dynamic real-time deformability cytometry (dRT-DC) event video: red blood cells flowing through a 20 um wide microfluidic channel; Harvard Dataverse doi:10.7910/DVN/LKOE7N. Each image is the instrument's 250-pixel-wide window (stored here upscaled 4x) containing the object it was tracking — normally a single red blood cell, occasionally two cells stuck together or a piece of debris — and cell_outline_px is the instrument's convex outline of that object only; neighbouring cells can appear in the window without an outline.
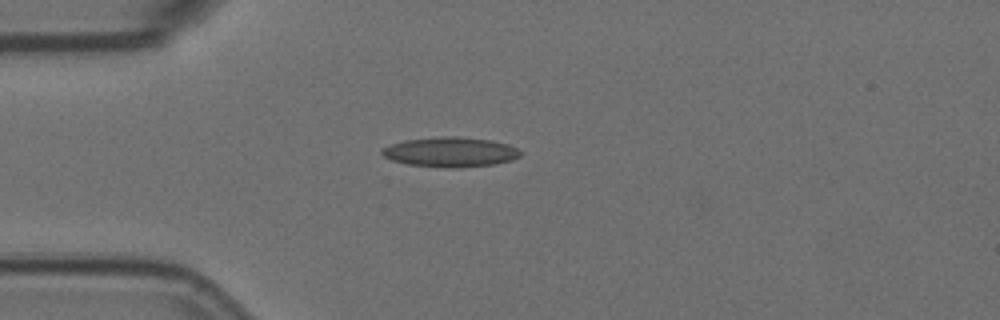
{"species": "Egyptian fruit bat (a non-hibernating species)", "species_latin": "Rousettus aegyptiacus", "temperature_condition": "room temperature", "stored_images_in_passage": 50, "camera_frame_rate_fps": 3000, "um_per_image_px": 0.085, "animal": {"sex": "female"}, "frame": {"image": 1, "passage_image": 12, "time_ms": 3.667, "image_size_px": [1000, 320], "cell_outline_px": [[524, 152], [520, 156], [512, 160], [496, 164], [456, 168], [448, 168], [408, 164], [392, 160], [384, 156], [380, 152], [384, 148], [392, 144], [404, 140], [440, 136], [456, 136], [492, 140], [508, 144]], "centroid_in_image_um": [38.33, 12.92], "position_along_channel_um": 46.7, "area_um2": 24.16}}
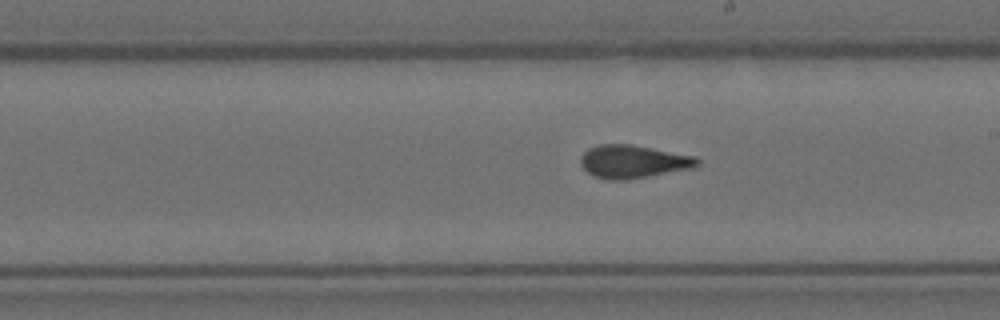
{"frame": {"image": 2, "passage_image": 29, "time_ms": 9.333, "image_size_px": [1000, 320], "cell_outline_px": [[700, 164], [696, 168], [624, 180], [604, 180], [592, 176], [580, 164], [580, 156], [588, 148], [600, 144], [628, 144], [696, 156], [700, 160]], "centroid_in_image_um": [53.82, 13.74], "position_along_channel_um": 235.2, "area_um2": 22.66}}
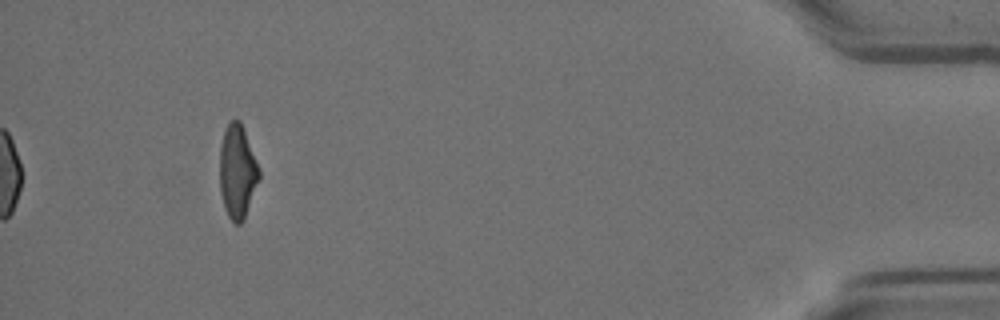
{"frame": {"image": 3, "passage_image": 50, "time_ms": 16.333, "image_size_px": [1000, 320], "cell_outline_px": [[260, 176], [244, 220], [240, 224], [236, 224], [228, 216], [224, 208], [220, 192], [220, 144], [224, 128], [232, 120], [240, 120], [260, 168]], "centroid_in_image_um": [20.17, 14.58], "position_along_channel_um": 415.0, "area_um2": 21.56}, "authors_computed_cell_mechanics": {"area_um2": 21.964, "velocity_mm_per_s": 3.5636, "shape_relaxation_time_tau1_ms": 7.5224, "shape_relaxation_time_tau2_ms": 1.6371, "deformation_change_tau1": 0.2089, "deformation_change_tau2": 0.0868}}